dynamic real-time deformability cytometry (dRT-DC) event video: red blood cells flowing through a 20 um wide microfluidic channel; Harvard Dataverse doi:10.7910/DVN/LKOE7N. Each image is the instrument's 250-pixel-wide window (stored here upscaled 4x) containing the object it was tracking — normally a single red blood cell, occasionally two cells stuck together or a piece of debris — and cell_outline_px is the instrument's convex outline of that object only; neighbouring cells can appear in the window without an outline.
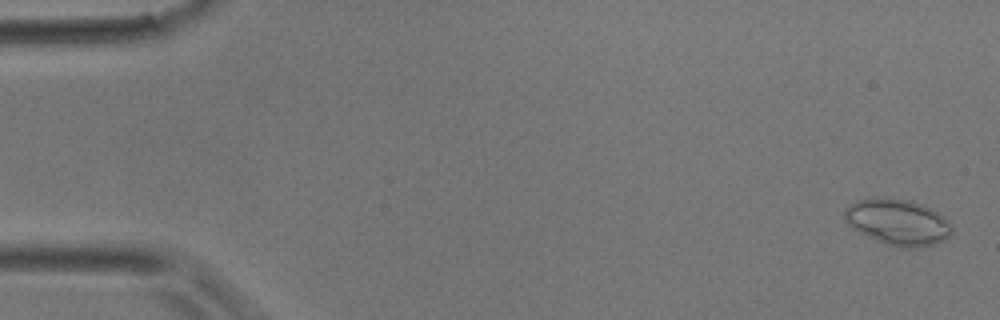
{"species": "common noctule bat (a hibernating species)", "species_latin": "Nyctalus noctula", "temperature_condition": "room temperature", "stored_images_in_passage": 4, "camera_frame_rate_fps": 3000, "um_per_image_px": 0.085, "animal": {"sex": "male", "body_mass_g": 17.9}, "frame": {"image": 1, "passage_image": 1, "time_ms": 0.0, "image_size_px": [1000, 320], "cell_outline_px": [[952, 232], [944, 240], [932, 244], [916, 248], [900, 248], [888, 244], [868, 236], [860, 232], [848, 224], [844, 220], [844, 208], [856, 200], [908, 200], [920, 204], [944, 216], [948, 220], [952, 228]], "centroid_in_image_um": [76.32, 18.91], "position_along_channel_um": 8.7, "area_um2": 27.92}}